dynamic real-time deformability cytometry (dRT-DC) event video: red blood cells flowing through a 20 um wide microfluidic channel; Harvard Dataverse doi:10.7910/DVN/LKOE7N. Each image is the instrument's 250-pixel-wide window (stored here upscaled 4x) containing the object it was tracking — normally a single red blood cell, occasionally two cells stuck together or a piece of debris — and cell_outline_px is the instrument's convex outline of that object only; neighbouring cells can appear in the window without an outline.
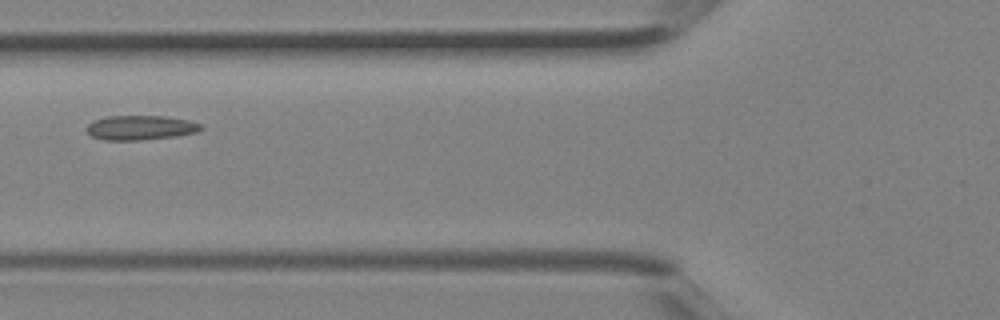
{"species": "Egyptian fruit bat (a non-hibernating species)", "species_latin": "Rousettus aegyptiacus", "temperature_condition": "room temperature", "stored_images_in_passage": 3, "camera_frame_rate_fps": 3000, "um_per_image_px": 0.085, "animal": {"sex": "female"}, "frame": {"image": 1, "passage_image": 3, "time_ms": 0.667, "image_size_px": [1000, 320], "cell_outline_px": [[204, 128], [196, 132], [176, 136], [140, 140], [104, 140], [92, 136], [84, 128], [92, 120], [108, 116], [164, 116], [188, 120], [204, 124]], "centroid_in_image_um": [11.94, 10.85], "position_along_channel_um": 113.9, "area_um2": 16.47}}